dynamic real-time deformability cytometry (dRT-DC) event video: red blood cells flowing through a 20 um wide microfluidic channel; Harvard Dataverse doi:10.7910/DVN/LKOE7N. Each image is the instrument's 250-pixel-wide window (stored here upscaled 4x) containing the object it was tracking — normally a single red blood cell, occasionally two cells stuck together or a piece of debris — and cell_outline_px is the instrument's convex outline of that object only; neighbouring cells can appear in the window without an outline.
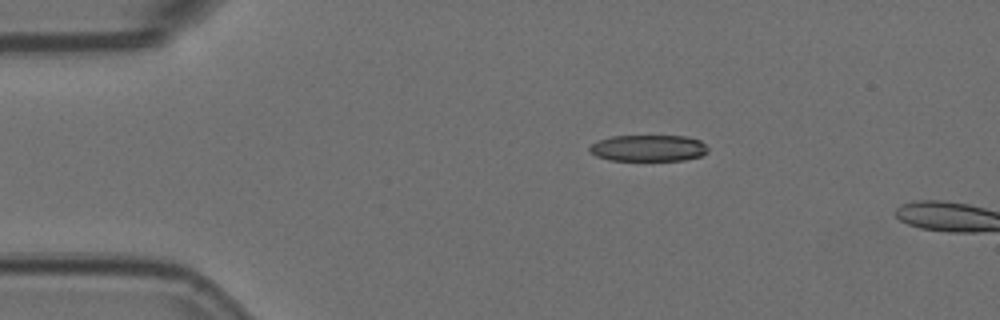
{"species": "Egyptian fruit bat (a non-hibernating species)", "species_latin": "Rousettus aegyptiacus", "temperature_condition": "room temperature", "stored_images_in_passage": 7, "camera_frame_rate_fps": 3000, "um_per_image_px": 0.085, "animal": {"sex": "female"}, "frame": {"image": 1, "passage_image": 1, "time_ms": 0.0, "image_size_px": [1000, 320], "cell_outline_px": [[708, 152], [700, 156], [684, 160], [608, 160], [596, 156], [588, 148], [592, 144], [600, 140], [612, 136], [688, 136], [700, 140], [708, 148]], "centroid_in_image_um": [55.14, 12.59], "position_along_channel_um": 29.9, "area_um2": 18.15}}
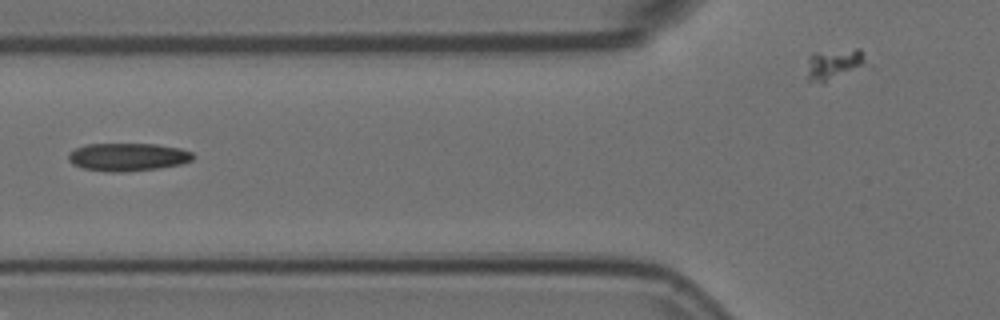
{"frame": {"image": 2, "passage_image": 4, "time_ms": 1.0, "image_size_px": [1000, 320], "cell_outline_px": [[196, 156], [192, 160], [180, 164], [160, 168], [124, 172], [108, 172], [84, 168], [72, 164], [68, 160], [68, 152], [76, 148], [88, 144], [156, 144], [180, 148], [192, 152]], "centroid_in_image_um": [10.87, 13.34], "position_along_channel_um": 114.9, "area_um2": 20.4}}
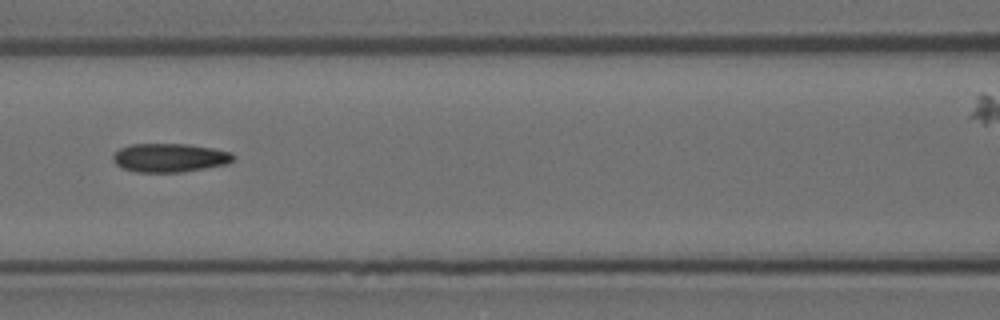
{"frame": {"image": 3, "passage_image": 5, "time_ms": 1.333, "image_size_px": [1000, 320], "cell_outline_px": [[236, 156], [228, 164], [180, 172], [136, 172], [124, 168], [116, 164], [112, 160], [112, 156], [120, 148], [132, 144], [188, 144], [212, 148], [232, 152]], "centroid_in_image_um": [14.44, 13.4], "position_along_channel_um": 152.2, "area_um2": 20.06}}